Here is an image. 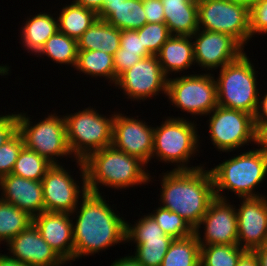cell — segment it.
Here are the masks:
<instances>
[{
    "label": "cell",
    "instance_id": "bcb514c9",
    "mask_svg": "<svg viewBox=\"0 0 267 266\" xmlns=\"http://www.w3.org/2000/svg\"><path fill=\"white\" fill-rule=\"evenodd\" d=\"M236 266H260L257 256L254 252L246 251L239 261L237 262Z\"/></svg>",
    "mask_w": 267,
    "mask_h": 266
},
{
    "label": "cell",
    "instance_id": "1f68e13d",
    "mask_svg": "<svg viewBox=\"0 0 267 266\" xmlns=\"http://www.w3.org/2000/svg\"><path fill=\"white\" fill-rule=\"evenodd\" d=\"M245 252L238 244L201 246L200 266H236Z\"/></svg>",
    "mask_w": 267,
    "mask_h": 266
},
{
    "label": "cell",
    "instance_id": "ac0fdd59",
    "mask_svg": "<svg viewBox=\"0 0 267 266\" xmlns=\"http://www.w3.org/2000/svg\"><path fill=\"white\" fill-rule=\"evenodd\" d=\"M5 246H7V255L10 258L29 266L68 265L42 238L33 223L13 237Z\"/></svg>",
    "mask_w": 267,
    "mask_h": 266
},
{
    "label": "cell",
    "instance_id": "ba28073f",
    "mask_svg": "<svg viewBox=\"0 0 267 266\" xmlns=\"http://www.w3.org/2000/svg\"><path fill=\"white\" fill-rule=\"evenodd\" d=\"M99 112L92 105L64 114L67 143L75 159L83 161L90 153L112 145L115 112L111 115Z\"/></svg>",
    "mask_w": 267,
    "mask_h": 266
},
{
    "label": "cell",
    "instance_id": "ab89813d",
    "mask_svg": "<svg viewBox=\"0 0 267 266\" xmlns=\"http://www.w3.org/2000/svg\"><path fill=\"white\" fill-rule=\"evenodd\" d=\"M0 114V146L10 140L18 132L17 112Z\"/></svg>",
    "mask_w": 267,
    "mask_h": 266
},
{
    "label": "cell",
    "instance_id": "ee69618b",
    "mask_svg": "<svg viewBox=\"0 0 267 266\" xmlns=\"http://www.w3.org/2000/svg\"><path fill=\"white\" fill-rule=\"evenodd\" d=\"M255 125V143L257 149L267 157V123Z\"/></svg>",
    "mask_w": 267,
    "mask_h": 266
},
{
    "label": "cell",
    "instance_id": "6da1fadb",
    "mask_svg": "<svg viewBox=\"0 0 267 266\" xmlns=\"http://www.w3.org/2000/svg\"><path fill=\"white\" fill-rule=\"evenodd\" d=\"M104 196L87 191L71 213V219H75L72 221L74 261L126 243L127 220L120 217L117 208L107 203Z\"/></svg>",
    "mask_w": 267,
    "mask_h": 266
},
{
    "label": "cell",
    "instance_id": "836d02e7",
    "mask_svg": "<svg viewBox=\"0 0 267 266\" xmlns=\"http://www.w3.org/2000/svg\"><path fill=\"white\" fill-rule=\"evenodd\" d=\"M136 221V222H135ZM131 224L126 221V243L135 246L144 242V239H161V237H170L161 229L157 222L148 214H142L140 218Z\"/></svg>",
    "mask_w": 267,
    "mask_h": 266
},
{
    "label": "cell",
    "instance_id": "3957f363",
    "mask_svg": "<svg viewBox=\"0 0 267 266\" xmlns=\"http://www.w3.org/2000/svg\"><path fill=\"white\" fill-rule=\"evenodd\" d=\"M87 191L104 194L100 191L111 188L124 191L135 186L144 187L153 182L148 166L139 158L131 156L109 145L90 153L84 160ZM100 185V186H99ZM141 185V186H140Z\"/></svg>",
    "mask_w": 267,
    "mask_h": 266
},
{
    "label": "cell",
    "instance_id": "603a6c76",
    "mask_svg": "<svg viewBox=\"0 0 267 266\" xmlns=\"http://www.w3.org/2000/svg\"><path fill=\"white\" fill-rule=\"evenodd\" d=\"M98 19L119 30H138L147 23L143 0H106Z\"/></svg>",
    "mask_w": 267,
    "mask_h": 266
},
{
    "label": "cell",
    "instance_id": "277c9868",
    "mask_svg": "<svg viewBox=\"0 0 267 266\" xmlns=\"http://www.w3.org/2000/svg\"><path fill=\"white\" fill-rule=\"evenodd\" d=\"M166 118V119H165ZM163 117L164 121L154 126L152 159L167 165H174L171 170H195L205 164L192 166L190 160L200 150L199 124L191 118L181 116ZM193 120V121H192ZM195 121V122H194ZM198 128V129H197ZM190 163V165H189Z\"/></svg>",
    "mask_w": 267,
    "mask_h": 266
},
{
    "label": "cell",
    "instance_id": "ffe728a7",
    "mask_svg": "<svg viewBox=\"0 0 267 266\" xmlns=\"http://www.w3.org/2000/svg\"><path fill=\"white\" fill-rule=\"evenodd\" d=\"M0 199L13 204L31 217L44 212L41 181L25 179L14 174L0 177Z\"/></svg>",
    "mask_w": 267,
    "mask_h": 266
},
{
    "label": "cell",
    "instance_id": "f6af8a7d",
    "mask_svg": "<svg viewBox=\"0 0 267 266\" xmlns=\"http://www.w3.org/2000/svg\"><path fill=\"white\" fill-rule=\"evenodd\" d=\"M72 2L99 14L104 8L106 0H72Z\"/></svg>",
    "mask_w": 267,
    "mask_h": 266
},
{
    "label": "cell",
    "instance_id": "7bdbcfd3",
    "mask_svg": "<svg viewBox=\"0 0 267 266\" xmlns=\"http://www.w3.org/2000/svg\"><path fill=\"white\" fill-rule=\"evenodd\" d=\"M261 94L259 93L258 105L254 114V124H266L267 123V90Z\"/></svg>",
    "mask_w": 267,
    "mask_h": 266
},
{
    "label": "cell",
    "instance_id": "7402d4cb",
    "mask_svg": "<svg viewBox=\"0 0 267 266\" xmlns=\"http://www.w3.org/2000/svg\"><path fill=\"white\" fill-rule=\"evenodd\" d=\"M56 12H39L35 15L30 14L24 18L23 25H20L19 43L21 48L27 51L29 55H36L43 47L45 42L53 36L58 30V21L55 16ZM26 49V50H25Z\"/></svg>",
    "mask_w": 267,
    "mask_h": 266
},
{
    "label": "cell",
    "instance_id": "484cf974",
    "mask_svg": "<svg viewBox=\"0 0 267 266\" xmlns=\"http://www.w3.org/2000/svg\"><path fill=\"white\" fill-rule=\"evenodd\" d=\"M63 4L57 12L58 30L68 37L78 40L82 34L98 19V14L72 1Z\"/></svg>",
    "mask_w": 267,
    "mask_h": 266
},
{
    "label": "cell",
    "instance_id": "cb8c5ba5",
    "mask_svg": "<svg viewBox=\"0 0 267 266\" xmlns=\"http://www.w3.org/2000/svg\"><path fill=\"white\" fill-rule=\"evenodd\" d=\"M171 35L192 36L198 29V0H161Z\"/></svg>",
    "mask_w": 267,
    "mask_h": 266
},
{
    "label": "cell",
    "instance_id": "30bf717a",
    "mask_svg": "<svg viewBox=\"0 0 267 266\" xmlns=\"http://www.w3.org/2000/svg\"><path fill=\"white\" fill-rule=\"evenodd\" d=\"M207 116L209 140L215 150L228 154L237 150L242 151L245 145L255 143L253 115L218 105Z\"/></svg>",
    "mask_w": 267,
    "mask_h": 266
},
{
    "label": "cell",
    "instance_id": "d6986e66",
    "mask_svg": "<svg viewBox=\"0 0 267 266\" xmlns=\"http://www.w3.org/2000/svg\"><path fill=\"white\" fill-rule=\"evenodd\" d=\"M72 221L71 214L66 212L44 211L33 217V224L42 238L71 266L74 262Z\"/></svg>",
    "mask_w": 267,
    "mask_h": 266
},
{
    "label": "cell",
    "instance_id": "d4e9b609",
    "mask_svg": "<svg viewBox=\"0 0 267 266\" xmlns=\"http://www.w3.org/2000/svg\"><path fill=\"white\" fill-rule=\"evenodd\" d=\"M121 30L97 19L77 40L78 50H100L114 55L120 48Z\"/></svg>",
    "mask_w": 267,
    "mask_h": 266
},
{
    "label": "cell",
    "instance_id": "d590c367",
    "mask_svg": "<svg viewBox=\"0 0 267 266\" xmlns=\"http://www.w3.org/2000/svg\"><path fill=\"white\" fill-rule=\"evenodd\" d=\"M136 31L139 37H141L144 47L151 55H157L163 44L171 36L165 23H146Z\"/></svg>",
    "mask_w": 267,
    "mask_h": 266
},
{
    "label": "cell",
    "instance_id": "f907efd6",
    "mask_svg": "<svg viewBox=\"0 0 267 266\" xmlns=\"http://www.w3.org/2000/svg\"><path fill=\"white\" fill-rule=\"evenodd\" d=\"M227 1L244 5L250 10L258 0H227Z\"/></svg>",
    "mask_w": 267,
    "mask_h": 266
},
{
    "label": "cell",
    "instance_id": "e0dca14e",
    "mask_svg": "<svg viewBox=\"0 0 267 266\" xmlns=\"http://www.w3.org/2000/svg\"><path fill=\"white\" fill-rule=\"evenodd\" d=\"M238 199V245L253 252L267 243V195Z\"/></svg>",
    "mask_w": 267,
    "mask_h": 266
},
{
    "label": "cell",
    "instance_id": "7c38bea8",
    "mask_svg": "<svg viewBox=\"0 0 267 266\" xmlns=\"http://www.w3.org/2000/svg\"><path fill=\"white\" fill-rule=\"evenodd\" d=\"M249 17L244 5L227 0H198L199 29L228 34L245 49L251 42Z\"/></svg>",
    "mask_w": 267,
    "mask_h": 266
},
{
    "label": "cell",
    "instance_id": "83f0119b",
    "mask_svg": "<svg viewBox=\"0 0 267 266\" xmlns=\"http://www.w3.org/2000/svg\"><path fill=\"white\" fill-rule=\"evenodd\" d=\"M35 56L43 59L48 57L49 60L60 64L61 67L62 65H67L74 68L78 56L77 40L57 31L45 42ZM43 56H46V58Z\"/></svg>",
    "mask_w": 267,
    "mask_h": 266
},
{
    "label": "cell",
    "instance_id": "7dc6e473",
    "mask_svg": "<svg viewBox=\"0 0 267 266\" xmlns=\"http://www.w3.org/2000/svg\"><path fill=\"white\" fill-rule=\"evenodd\" d=\"M110 266H142L132 255H125L115 259Z\"/></svg>",
    "mask_w": 267,
    "mask_h": 266
},
{
    "label": "cell",
    "instance_id": "f35d334b",
    "mask_svg": "<svg viewBox=\"0 0 267 266\" xmlns=\"http://www.w3.org/2000/svg\"><path fill=\"white\" fill-rule=\"evenodd\" d=\"M120 47L122 48V53L139 54L142 58L151 56L144 47L136 30H121Z\"/></svg>",
    "mask_w": 267,
    "mask_h": 266
},
{
    "label": "cell",
    "instance_id": "d6a6232c",
    "mask_svg": "<svg viewBox=\"0 0 267 266\" xmlns=\"http://www.w3.org/2000/svg\"><path fill=\"white\" fill-rule=\"evenodd\" d=\"M148 214L157 222L166 235L173 239H182L194 234V229L176 212L162 208L158 205Z\"/></svg>",
    "mask_w": 267,
    "mask_h": 266
},
{
    "label": "cell",
    "instance_id": "5bb4252c",
    "mask_svg": "<svg viewBox=\"0 0 267 266\" xmlns=\"http://www.w3.org/2000/svg\"><path fill=\"white\" fill-rule=\"evenodd\" d=\"M191 39L195 65L205 73L217 72L216 69L235 61L245 52L235 38L225 33L198 29Z\"/></svg>",
    "mask_w": 267,
    "mask_h": 266
},
{
    "label": "cell",
    "instance_id": "8992f818",
    "mask_svg": "<svg viewBox=\"0 0 267 266\" xmlns=\"http://www.w3.org/2000/svg\"><path fill=\"white\" fill-rule=\"evenodd\" d=\"M247 54L244 52L238 59L217 70V103L254 116L260 93L256 74L260 73Z\"/></svg>",
    "mask_w": 267,
    "mask_h": 266
},
{
    "label": "cell",
    "instance_id": "8fae6325",
    "mask_svg": "<svg viewBox=\"0 0 267 266\" xmlns=\"http://www.w3.org/2000/svg\"><path fill=\"white\" fill-rule=\"evenodd\" d=\"M79 180L71 175L64 164H53L41 180L43 186L44 211L72 213L82 196L87 192L86 174L82 160H75ZM69 171H68V170Z\"/></svg>",
    "mask_w": 267,
    "mask_h": 266
},
{
    "label": "cell",
    "instance_id": "52a82bcc",
    "mask_svg": "<svg viewBox=\"0 0 267 266\" xmlns=\"http://www.w3.org/2000/svg\"><path fill=\"white\" fill-rule=\"evenodd\" d=\"M47 114L36 122V120H32L33 116L30 117L31 115H28L27 112L19 113L17 111L18 132L24 140V146L46 158L52 164H65L60 161V158L62 160L63 157L72 158L71 160L74 162L76 159L67 143L64 115L56 114V109L53 113L47 112Z\"/></svg>",
    "mask_w": 267,
    "mask_h": 266
},
{
    "label": "cell",
    "instance_id": "e575fe53",
    "mask_svg": "<svg viewBox=\"0 0 267 266\" xmlns=\"http://www.w3.org/2000/svg\"><path fill=\"white\" fill-rule=\"evenodd\" d=\"M173 241L172 237H161V239H144L140 245L134 246L132 256L142 266H161L163 258Z\"/></svg>",
    "mask_w": 267,
    "mask_h": 266
},
{
    "label": "cell",
    "instance_id": "b9f144b4",
    "mask_svg": "<svg viewBox=\"0 0 267 266\" xmlns=\"http://www.w3.org/2000/svg\"><path fill=\"white\" fill-rule=\"evenodd\" d=\"M147 23H164V8L161 0H143Z\"/></svg>",
    "mask_w": 267,
    "mask_h": 266
},
{
    "label": "cell",
    "instance_id": "60d3db41",
    "mask_svg": "<svg viewBox=\"0 0 267 266\" xmlns=\"http://www.w3.org/2000/svg\"><path fill=\"white\" fill-rule=\"evenodd\" d=\"M113 58L115 82L120 74L133 67L137 62L143 59L141 56H139V54L122 53L121 47L115 52Z\"/></svg>",
    "mask_w": 267,
    "mask_h": 266
},
{
    "label": "cell",
    "instance_id": "4316f807",
    "mask_svg": "<svg viewBox=\"0 0 267 266\" xmlns=\"http://www.w3.org/2000/svg\"><path fill=\"white\" fill-rule=\"evenodd\" d=\"M113 55L100 50H78L74 70L83 73L85 77L101 78L107 80L109 86L115 84Z\"/></svg>",
    "mask_w": 267,
    "mask_h": 266
},
{
    "label": "cell",
    "instance_id": "f1b7e54d",
    "mask_svg": "<svg viewBox=\"0 0 267 266\" xmlns=\"http://www.w3.org/2000/svg\"><path fill=\"white\" fill-rule=\"evenodd\" d=\"M200 248L195 234L173 239L161 266H200Z\"/></svg>",
    "mask_w": 267,
    "mask_h": 266
},
{
    "label": "cell",
    "instance_id": "2e32d148",
    "mask_svg": "<svg viewBox=\"0 0 267 266\" xmlns=\"http://www.w3.org/2000/svg\"><path fill=\"white\" fill-rule=\"evenodd\" d=\"M122 113L117 110L115 112L112 145L149 165L152 163L154 125L146 123L142 118H138L139 116Z\"/></svg>",
    "mask_w": 267,
    "mask_h": 266
},
{
    "label": "cell",
    "instance_id": "8d00e7d4",
    "mask_svg": "<svg viewBox=\"0 0 267 266\" xmlns=\"http://www.w3.org/2000/svg\"><path fill=\"white\" fill-rule=\"evenodd\" d=\"M23 147L24 140L19 132L0 146V177L12 173L15 162Z\"/></svg>",
    "mask_w": 267,
    "mask_h": 266
},
{
    "label": "cell",
    "instance_id": "9a60e30c",
    "mask_svg": "<svg viewBox=\"0 0 267 266\" xmlns=\"http://www.w3.org/2000/svg\"><path fill=\"white\" fill-rule=\"evenodd\" d=\"M215 197L194 229L200 246L238 244V217L235 204ZM201 227L203 230H201ZM203 235V236H202Z\"/></svg>",
    "mask_w": 267,
    "mask_h": 266
},
{
    "label": "cell",
    "instance_id": "c3c4849f",
    "mask_svg": "<svg viewBox=\"0 0 267 266\" xmlns=\"http://www.w3.org/2000/svg\"><path fill=\"white\" fill-rule=\"evenodd\" d=\"M258 258L260 266H267V243L253 251Z\"/></svg>",
    "mask_w": 267,
    "mask_h": 266
},
{
    "label": "cell",
    "instance_id": "5b68a950",
    "mask_svg": "<svg viewBox=\"0 0 267 266\" xmlns=\"http://www.w3.org/2000/svg\"><path fill=\"white\" fill-rule=\"evenodd\" d=\"M236 152L237 155L233 154L210 168L215 197L229 199L226 190L228 195L230 191L238 198L265 196L256 189L267 179V157L254 147L249 151Z\"/></svg>",
    "mask_w": 267,
    "mask_h": 266
},
{
    "label": "cell",
    "instance_id": "74e56055",
    "mask_svg": "<svg viewBox=\"0 0 267 266\" xmlns=\"http://www.w3.org/2000/svg\"><path fill=\"white\" fill-rule=\"evenodd\" d=\"M250 40L256 35H267V0H258L249 10Z\"/></svg>",
    "mask_w": 267,
    "mask_h": 266
},
{
    "label": "cell",
    "instance_id": "4dcf8cb0",
    "mask_svg": "<svg viewBox=\"0 0 267 266\" xmlns=\"http://www.w3.org/2000/svg\"><path fill=\"white\" fill-rule=\"evenodd\" d=\"M52 165L46 158L24 146L18 155L12 174L41 181Z\"/></svg>",
    "mask_w": 267,
    "mask_h": 266
},
{
    "label": "cell",
    "instance_id": "9c48e42d",
    "mask_svg": "<svg viewBox=\"0 0 267 266\" xmlns=\"http://www.w3.org/2000/svg\"><path fill=\"white\" fill-rule=\"evenodd\" d=\"M196 73L168 78L166 97L172 106L197 120L198 116L207 117L218 103L215 74Z\"/></svg>",
    "mask_w": 267,
    "mask_h": 266
},
{
    "label": "cell",
    "instance_id": "44dd1931",
    "mask_svg": "<svg viewBox=\"0 0 267 266\" xmlns=\"http://www.w3.org/2000/svg\"><path fill=\"white\" fill-rule=\"evenodd\" d=\"M157 57L167 78H170V74L173 77L172 73L174 76L178 73L187 74V69H192L195 65L191 36L171 35L161 47Z\"/></svg>",
    "mask_w": 267,
    "mask_h": 266
},
{
    "label": "cell",
    "instance_id": "681fc988",
    "mask_svg": "<svg viewBox=\"0 0 267 266\" xmlns=\"http://www.w3.org/2000/svg\"><path fill=\"white\" fill-rule=\"evenodd\" d=\"M0 266H29V265L10 258L4 252V254L0 253Z\"/></svg>",
    "mask_w": 267,
    "mask_h": 266
},
{
    "label": "cell",
    "instance_id": "7a4b0ae2",
    "mask_svg": "<svg viewBox=\"0 0 267 266\" xmlns=\"http://www.w3.org/2000/svg\"><path fill=\"white\" fill-rule=\"evenodd\" d=\"M158 205L176 212L195 229L215 198L214 181L208 167L167 170L159 175Z\"/></svg>",
    "mask_w": 267,
    "mask_h": 266
},
{
    "label": "cell",
    "instance_id": "f546056e",
    "mask_svg": "<svg viewBox=\"0 0 267 266\" xmlns=\"http://www.w3.org/2000/svg\"><path fill=\"white\" fill-rule=\"evenodd\" d=\"M32 223L28 213L0 199V244H7Z\"/></svg>",
    "mask_w": 267,
    "mask_h": 266
},
{
    "label": "cell",
    "instance_id": "4fadbf2b",
    "mask_svg": "<svg viewBox=\"0 0 267 266\" xmlns=\"http://www.w3.org/2000/svg\"><path fill=\"white\" fill-rule=\"evenodd\" d=\"M167 80L157 55L141 59L133 67L117 77L115 89H121L124 98L130 101L145 102L165 94L167 96ZM155 96V97H154Z\"/></svg>",
    "mask_w": 267,
    "mask_h": 266
}]
</instances>
